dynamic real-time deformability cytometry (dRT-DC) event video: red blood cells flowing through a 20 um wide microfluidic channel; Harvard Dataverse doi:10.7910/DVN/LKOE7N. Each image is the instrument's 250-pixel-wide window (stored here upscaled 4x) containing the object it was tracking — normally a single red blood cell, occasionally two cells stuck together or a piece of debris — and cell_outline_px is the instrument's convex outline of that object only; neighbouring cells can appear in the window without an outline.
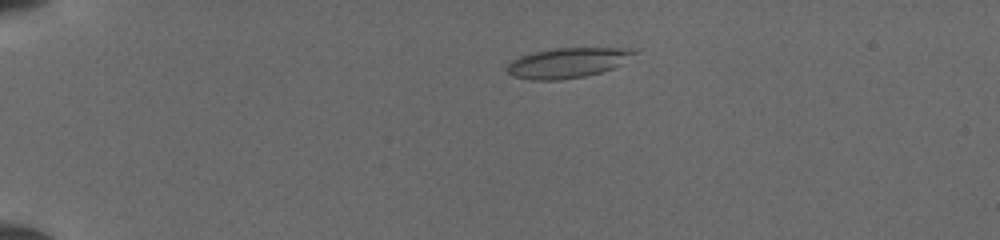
{"species": "common noctule bat (a hibernating species)", "species_latin": "Nyctalus noctula", "temperature_condition": "cold", "stored_images_in_passage": 40, "camera_frame_rate_fps": 3000, "um_per_image_px": 0.085, "animal": {"sex": "female", "body_mass_g": 19.5, "forearm_length_mm": 54.1}, "frame": {"image": 1, "passage_image": 1, "time_ms": 0.0, "image_size_px": [1000, 240], "cell_outline_px": [[636, 52], [612, 68], [600, 72], [584, 76], [560, 80], [532, 80], [512, 76], [508, 72], [508, 64], [512, 60], [520, 56], [536, 52], [556, 48], [632, 48]], "centroid_in_image_um": [48.18, 5.34], "position_along_channel_um": 36.8, "area_um2": 21.73}}
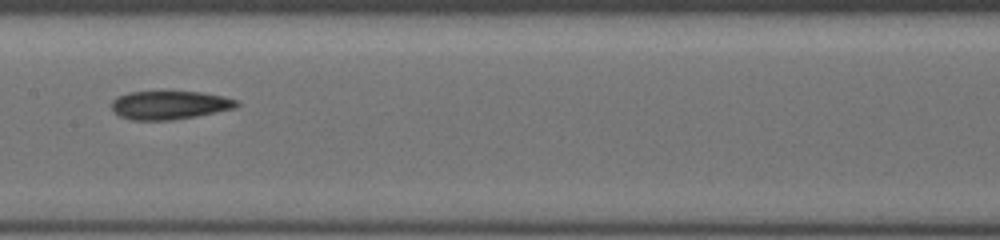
{"frame": {"image": 2, "passage_image": 17, "time_ms": 5.333, "image_size_px": [1000, 240], "cell_outline_px": [[240, 104], [232, 108], [196, 116], [172, 120], [132, 120], [120, 116], [112, 108], [112, 100], [128, 92], [204, 92], [236, 100]], "centroid_in_image_um": [14.39, 8.93], "position_along_channel_um": 193.0, "area_um2": 20.35}}
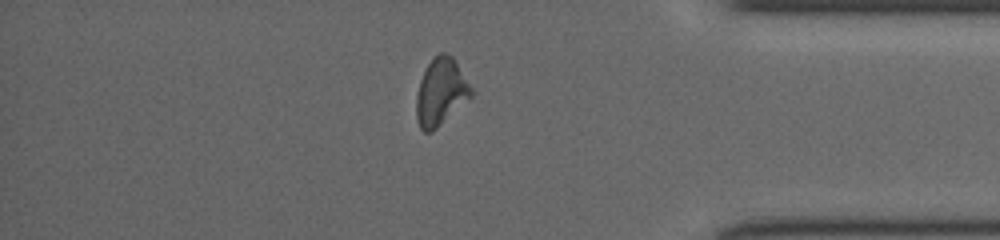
{"frame": {"image": 3, "passage_image": 33, "time_ms": 10.667, "image_size_px": [1000, 240], "cell_outline_px": [[472, 96], [432, 132], [424, 132], [420, 128], [416, 120], [416, 96], [420, 80], [428, 64], [440, 52], [444, 52], [452, 56], [456, 60], [472, 88]], "centroid_in_image_um": [37.46, 7.82], "position_along_channel_um": 397.7, "area_um2": 21.33}}